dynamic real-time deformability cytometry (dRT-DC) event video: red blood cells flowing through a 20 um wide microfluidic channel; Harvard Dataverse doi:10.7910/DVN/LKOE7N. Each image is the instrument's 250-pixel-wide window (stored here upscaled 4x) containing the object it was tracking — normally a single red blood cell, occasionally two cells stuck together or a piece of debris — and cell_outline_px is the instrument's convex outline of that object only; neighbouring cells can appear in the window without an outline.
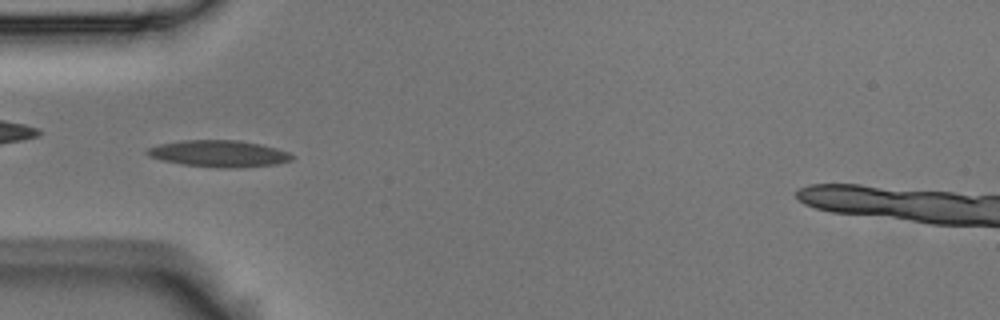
{"species": "Egyptian fruit bat (a non-hibernating species)", "species_latin": "Rousettus aegyptiacus", "temperature_condition": "room temperature", "stored_images_in_passage": 55, "camera_frame_rate_fps": 3000, "um_per_image_px": 0.085, "animal": {"sex": "male"}, "frame": {"image": 1, "passage_image": 16, "time_ms": 5.0, "image_size_px": [1000, 320], "cell_outline_px": [[296, 156], [292, 160], [276, 164], [244, 168], [224, 168], [184, 164], [160, 160], [148, 156], [144, 152], [148, 148], [160, 144], [180, 140], [236, 140], [260, 144], [276, 148], [288, 152]], "centroid_in_image_um": [18.62, 13.06], "position_along_channel_um": 66.4, "area_um2": 22.6}}
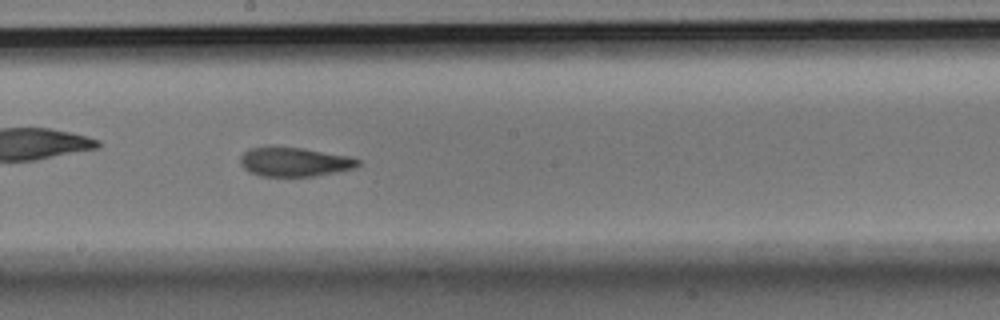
{"frame": {"image": 2, "passage_image": 29, "time_ms": 9.333, "image_size_px": [1000, 320], "cell_outline_px": [[360, 164], [356, 168], [312, 176], [260, 176], [248, 172], [240, 164], [240, 156], [248, 148], [276, 144], [304, 148], [352, 156], [360, 160]], "centroid_in_image_um": [24.99, 13.72], "position_along_channel_um": 223.2, "area_um2": 20.69}}
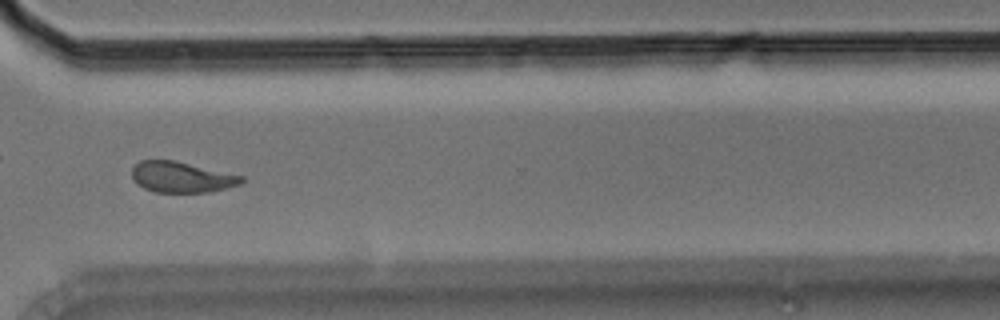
{"frame": {"image": 3, "passage_image": 40, "time_ms": 13.0, "image_size_px": [1000, 320], "cell_outline_px": [[244, 180], [240, 184], [208, 192], [156, 192], [144, 188], [136, 184], [132, 176], [132, 168], [140, 160], [176, 160], [244, 176]], "centroid_in_image_um": [15.42, 15.04], "position_along_channel_um": 355.2, "area_um2": 19.65}}